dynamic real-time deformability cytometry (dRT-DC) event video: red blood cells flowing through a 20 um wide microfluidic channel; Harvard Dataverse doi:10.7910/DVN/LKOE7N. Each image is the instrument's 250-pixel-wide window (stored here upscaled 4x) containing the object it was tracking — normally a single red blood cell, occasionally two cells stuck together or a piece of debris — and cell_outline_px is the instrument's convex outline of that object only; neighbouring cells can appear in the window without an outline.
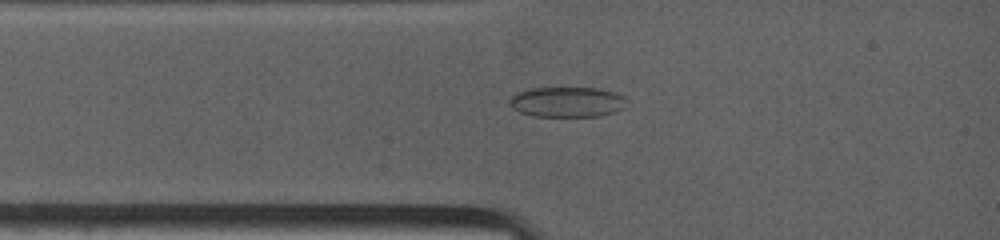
{"species": "common noctule bat (a hibernating species)", "species_latin": "Nyctalus noctula", "temperature_condition": "warm", "stored_images_in_passage": 3, "camera_frame_rate_fps": 4500, "um_per_image_px": 0.085, "animal": {"sex": "female", "body_mass_g": 19.0, "forearm_length_mm": 53.3}, "frame": {"image": 1, "passage_image": 2, "time_ms": 1.111, "image_size_px": [1000, 240], "cell_outline_px": [[624, 108], [616, 112], [600, 116], [532, 116], [520, 112], [512, 108], [508, 104], [508, 100], [512, 92], [532, 88], [600, 88], [624, 96]], "centroid_in_image_um": [48.13, 8.66], "position_along_channel_um": 36.9, "area_um2": 20.87}}
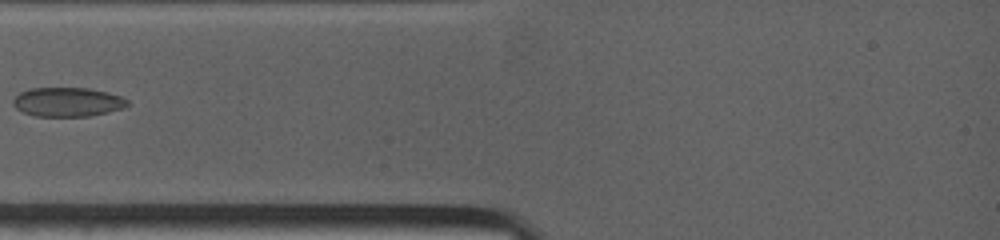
{"frame": {"image": 2, "passage_image": 3, "time_ms": 2.222, "image_size_px": [1000, 240], "cell_outline_px": [[128, 104], [124, 108], [108, 112], [88, 116], [36, 116], [24, 112], [16, 108], [12, 104], [12, 100], [20, 92], [28, 88], [88, 88], [108, 92], [120, 96], [128, 100]], "centroid_in_image_um": [5.73, 8.66], "position_along_channel_um": 79.3, "area_um2": 19.42}}